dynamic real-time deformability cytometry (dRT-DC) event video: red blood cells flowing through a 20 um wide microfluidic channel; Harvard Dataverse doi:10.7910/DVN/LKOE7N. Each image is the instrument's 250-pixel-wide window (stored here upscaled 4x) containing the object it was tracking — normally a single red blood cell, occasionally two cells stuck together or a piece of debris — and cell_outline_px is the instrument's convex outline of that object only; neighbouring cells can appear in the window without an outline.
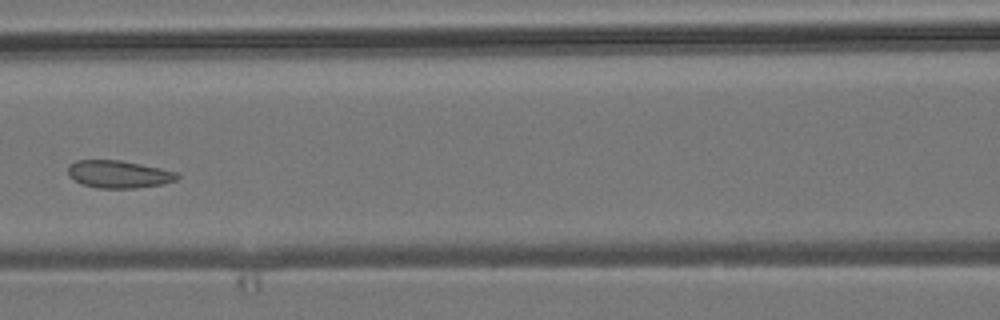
{"species": "common noctule bat (a hibernating species)", "species_latin": "Nyctalus noctula", "temperature_condition": "room temperature", "stored_images_in_passage": 5, "camera_frame_rate_fps": 3000, "um_per_image_px": 0.085, "animal": {"sex": "male", "body_mass_g": 19.2, "forearm_length_mm": 51.8}, "frame": {"image": 1, "passage_image": 5, "time_ms": 5.667, "image_size_px": [1000, 320], "cell_outline_px": [[180, 176], [176, 180], [160, 184], [136, 188], [96, 188], [80, 184], [68, 176], [68, 168], [76, 160], [120, 160], [160, 168], [176, 172]], "centroid_in_image_um": [10.06, 14.81], "position_along_channel_um": 156.5, "area_um2": 17.46}}